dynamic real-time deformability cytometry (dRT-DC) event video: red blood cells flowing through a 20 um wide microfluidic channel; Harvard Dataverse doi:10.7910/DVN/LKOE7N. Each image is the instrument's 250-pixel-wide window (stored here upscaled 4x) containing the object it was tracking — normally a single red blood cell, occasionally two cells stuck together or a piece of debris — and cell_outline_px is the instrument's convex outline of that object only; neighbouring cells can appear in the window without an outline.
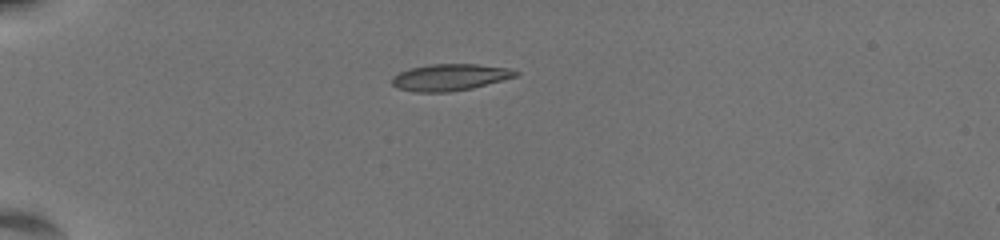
{"species": "common noctule bat (a hibernating species)", "species_latin": "Nyctalus noctula", "temperature_condition": "warm", "stored_images_in_passage": 43, "camera_frame_rate_fps": 3000, "um_per_image_px": 0.085, "animal": {"sex": "female", "body_mass_g": 19.5, "forearm_length_mm": 54.1}, "frame": {"image": 1, "passage_image": 1, "time_ms": 0.0, "image_size_px": [1000, 240], "cell_outline_px": [[520, 72], [516, 76], [472, 88], [448, 92], [416, 92], [396, 88], [392, 84], [392, 76], [400, 72], [412, 68], [428, 64], [476, 64], [512, 68]], "centroid_in_image_um": [38.24, 6.56], "position_along_channel_um": 46.8, "area_um2": 19.19}}
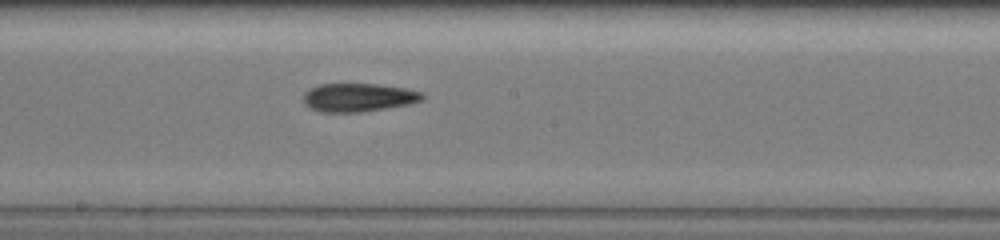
{"frame": {"image": 2, "passage_image": 19, "time_ms": 6.0, "image_size_px": [1000, 240], "cell_outline_px": [[424, 100], [408, 104], [360, 112], [320, 112], [308, 108], [304, 104], [304, 92], [320, 84], [380, 84], [404, 88], [424, 92]], "centroid_in_image_um": [30.46, 8.28], "position_along_channel_um": 217.7, "area_um2": 19.71}}
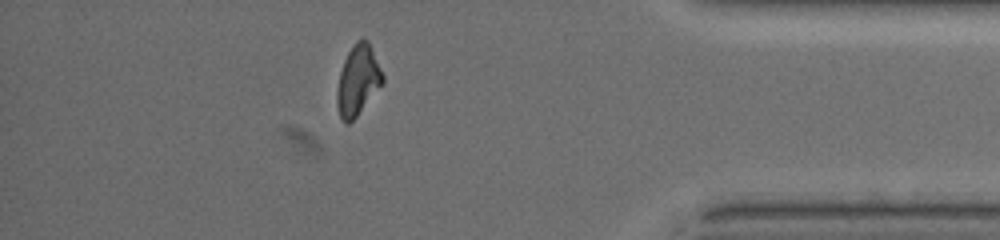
{"frame": {"image": 3, "passage_image": 37, "time_ms": 12.0, "image_size_px": [1000, 240], "cell_outline_px": [[384, 80], [356, 116], [348, 124], [344, 124], [340, 116], [336, 104], [336, 92], [340, 72], [344, 60], [348, 52], [356, 40], [368, 40], [384, 76]], "centroid_in_image_um": [30.39, 6.82], "position_along_channel_um": 404.8, "area_um2": 18.26}, "authors_computed_cell_mechanics": {"area_um2": 19.3052, "velocity_mm_per_s": 3.5632, "shape_relaxation_time_tau1_ms": 7.3561, "shape_relaxation_time_tau2_ms": 3.8638, "deformation_change_tau1": 0.2223, "deformation_change_tau2": 0.111}}